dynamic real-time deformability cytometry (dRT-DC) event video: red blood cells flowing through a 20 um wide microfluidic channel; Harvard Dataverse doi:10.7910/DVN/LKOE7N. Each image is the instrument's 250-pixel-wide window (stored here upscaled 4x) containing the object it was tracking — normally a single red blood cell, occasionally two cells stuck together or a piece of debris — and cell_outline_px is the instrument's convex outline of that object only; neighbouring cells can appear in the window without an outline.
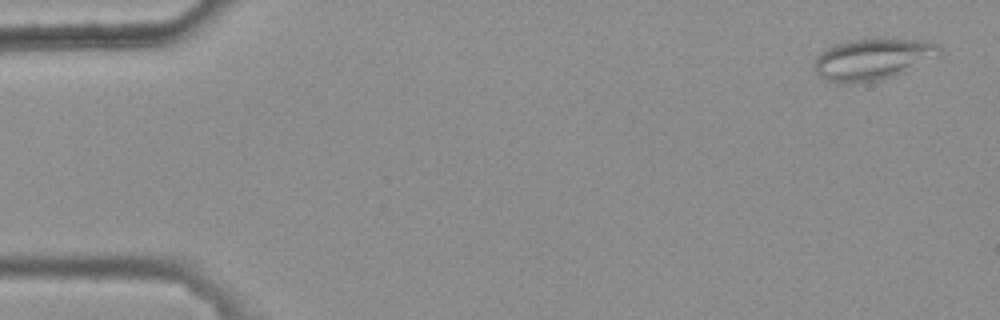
{"species": "common noctule bat (a hibernating species)", "species_latin": "Nyctalus noctula", "temperature_condition": "warm", "stored_images_in_passage": 3, "camera_frame_rate_fps": 3000, "um_per_image_px": 0.085, "animal": {"sex": "female", "body_mass_g": 25.1}, "frame": {"image": 1, "passage_image": 1, "time_ms": 0.0, "image_size_px": [1000, 320], "cell_outline_px": [[940, 56], [896, 76], [880, 80], [852, 84], [836, 84], [816, 76], [812, 68], [812, 64], [816, 56], [820, 52], [832, 44], [848, 40], [872, 36], [884, 36], [928, 40], [940, 44]], "centroid_in_image_um": [74.16, 4.99], "position_along_channel_um": 10.8, "area_um2": 32.19}}